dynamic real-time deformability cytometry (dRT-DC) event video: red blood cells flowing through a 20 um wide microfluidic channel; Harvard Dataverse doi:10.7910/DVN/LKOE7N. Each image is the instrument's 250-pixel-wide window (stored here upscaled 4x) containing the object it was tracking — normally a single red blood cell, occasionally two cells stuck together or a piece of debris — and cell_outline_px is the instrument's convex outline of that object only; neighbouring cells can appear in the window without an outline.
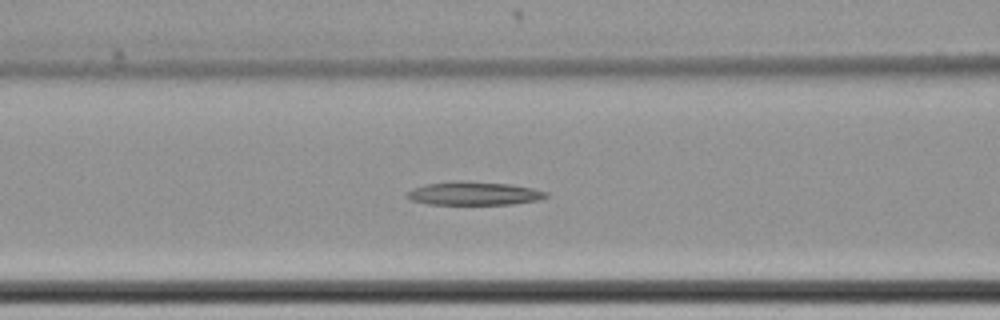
{"species": "common noctule bat (a hibernating species)", "species_latin": "Nyctalus noctula", "temperature_condition": "cold", "stored_images_in_passage": 25, "camera_frame_rate_fps": 3000, "um_per_image_px": 0.085, "animal": {"sex": "female", "body_mass_g": 22.7, "forearm_length_mm": 54.2}, "frame": {"image": 1, "passage_image": 5, "time_ms": 1.333, "image_size_px": [1000, 320], "cell_outline_px": [[548, 196], [536, 200], [512, 204], [428, 204], [412, 200], [404, 196], [404, 192], [412, 188], [428, 184], [456, 180], [464, 180], [512, 184], [536, 188], [548, 192]], "centroid_in_image_um": [40.27, 16.42], "position_along_channel_um": 126.3, "area_um2": 19.25}}
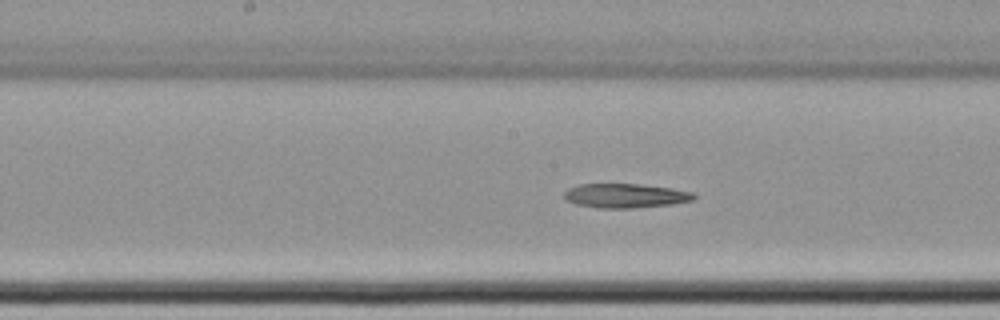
{"frame": {"image": 2, "passage_image": 11, "time_ms": 3.333, "image_size_px": [1000, 320], "cell_outline_px": [[696, 200], [672, 204], [632, 208], [600, 208], [576, 204], [564, 200], [564, 192], [568, 188], [580, 184], [640, 184], [672, 188], [692, 192], [696, 196]], "centroid_in_image_um": [53.16, 16.63], "position_along_channel_um": 195.0, "area_um2": 18.44}}
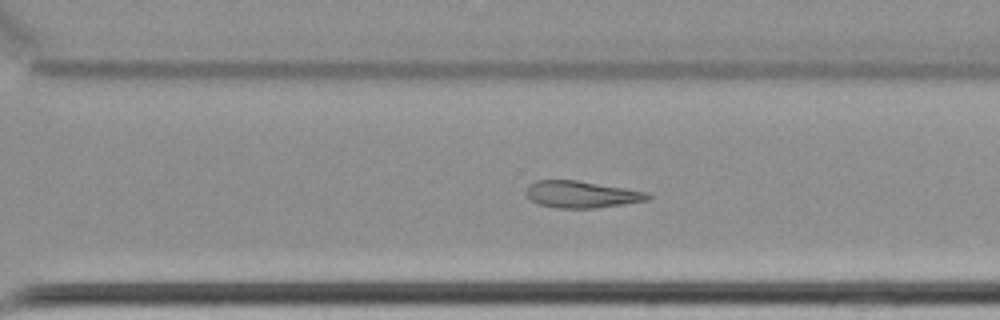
{"frame": {"image": 3, "passage_image": 22, "time_ms": 7.0, "image_size_px": [1000, 320], "cell_outline_px": [[652, 196], [648, 200], [624, 204], [596, 208], [556, 208], [540, 204], [532, 200], [524, 192], [528, 184], [536, 180], [576, 180], [648, 192]], "centroid_in_image_um": [49.41, 16.52], "position_along_channel_um": 321.2, "area_um2": 19.02}}